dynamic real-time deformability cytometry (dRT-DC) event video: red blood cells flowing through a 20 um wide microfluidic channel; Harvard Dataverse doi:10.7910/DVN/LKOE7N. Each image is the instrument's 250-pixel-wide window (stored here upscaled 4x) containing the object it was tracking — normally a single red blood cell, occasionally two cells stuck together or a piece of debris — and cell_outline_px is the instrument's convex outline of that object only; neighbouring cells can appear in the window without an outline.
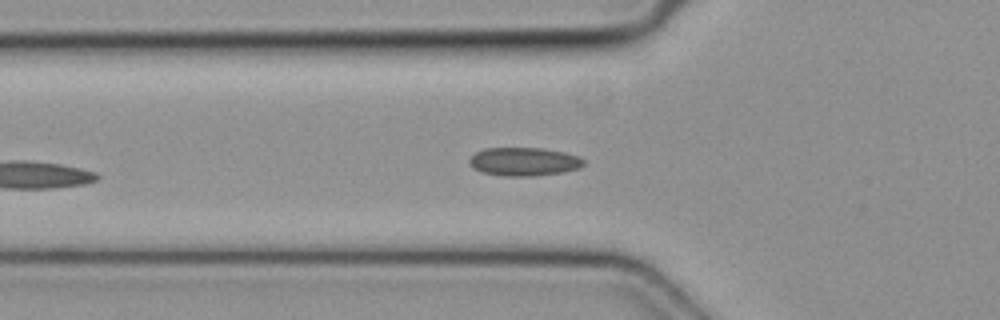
{"species": "common noctule bat (a hibernating species)", "species_latin": "Nyctalus noctula", "temperature_condition": "cold", "stored_images_in_passage": 34, "camera_frame_rate_fps": 3000, "um_per_image_px": 0.085, "animal": {"sex": "female", "body_mass_g": 19.3, "forearm_length_mm": 54.1}, "frame": {"image": 1, "passage_image": 4, "time_ms": 1.0, "image_size_px": [1000, 320], "cell_outline_px": [[584, 164], [580, 168], [560, 172], [532, 176], [504, 176], [484, 172], [472, 168], [468, 160], [476, 152], [484, 148], [544, 148], [564, 152], [580, 156], [584, 160]], "centroid_in_image_um": [44.54, 13.73], "position_along_channel_um": 81.3, "area_um2": 18.9}}
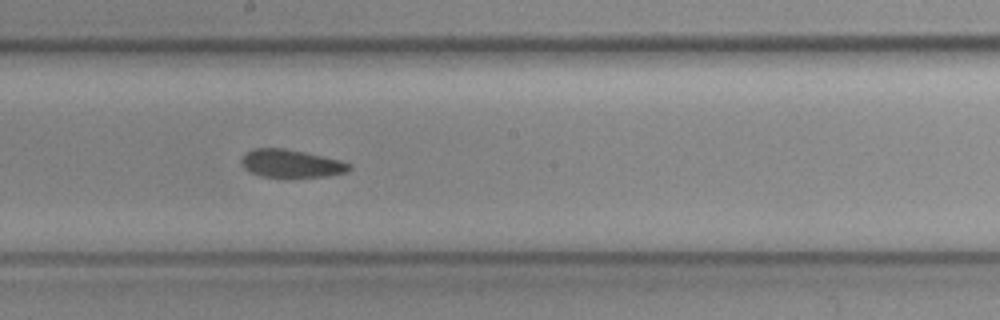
{"frame": {"image": 2, "passage_image": 14, "time_ms": 4.333, "image_size_px": [1000, 320], "cell_outline_px": [[352, 168], [348, 172], [328, 176], [264, 176], [252, 172], [244, 168], [240, 160], [252, 148], [284, 148], [304, 152], [340, 160], [352, 164]], "centroid_in_image_um": [24.79, 13.88], "position_along_channel_um": 223.4, "area_um2": 17.22}}
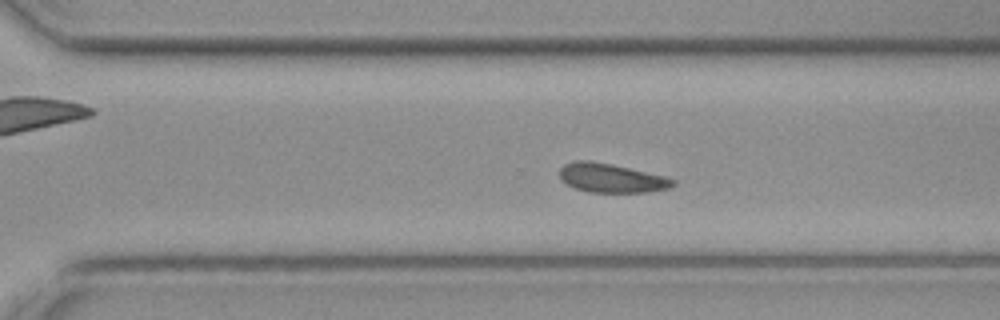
{"frame": {"image": 3, "passage_image": 18, "time_ms": 5.667, "image_size_px": [1000, 320], "cell_outline_px": [[676, 184], [668, 188], [648, 192], [588, 192], [576, 188], [568, 184], [560, 176], [560, 168], [564, 164], [576, 160], [588, 160], [612, 164], [664, 176], [676, 180]], "centroid_in_image_um": [51.97, 15.13], "position_along_channel_um": 318.6, "area_um2": 18.96}}